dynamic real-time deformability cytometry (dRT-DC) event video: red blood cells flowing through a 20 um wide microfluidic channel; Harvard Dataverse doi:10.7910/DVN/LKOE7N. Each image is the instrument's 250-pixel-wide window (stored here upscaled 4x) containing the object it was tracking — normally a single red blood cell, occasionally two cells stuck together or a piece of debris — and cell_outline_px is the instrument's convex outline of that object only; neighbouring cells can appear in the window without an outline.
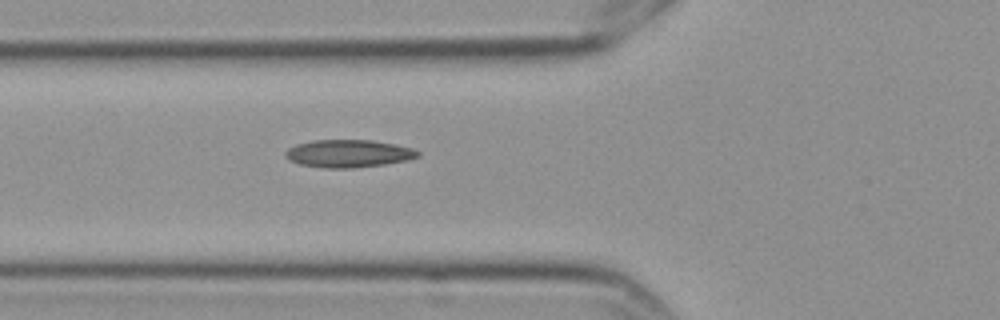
{"species": "Egyptian fruit bat (a non-hibernating species)", "species_latin": "Rousettus aegyptiacus", "temperature_condition": "cold", "stored_images_in_passage": 5, "camera_frame_rate_fps": 3000, "um_per_image_px": 0.085, "frame": {"image": 1, "passage_image": 5, "time_ms": 1.333, "image_size_px": [1000, 320], "cell_outline_px": [[420, 156], [408, 160], [384, 164], [352, 168], [328, 168], [300, 164], [288, 160], [284, 156], [284, 152], [288, 148], [296, 144], [312, 140], [372, 140], [396, 144], [412, 148], [420, 152]], "centroid_in_image_um": [29.61, 13.04], "position_along_channel_um": 96.2, "area_um2": 21.44}}